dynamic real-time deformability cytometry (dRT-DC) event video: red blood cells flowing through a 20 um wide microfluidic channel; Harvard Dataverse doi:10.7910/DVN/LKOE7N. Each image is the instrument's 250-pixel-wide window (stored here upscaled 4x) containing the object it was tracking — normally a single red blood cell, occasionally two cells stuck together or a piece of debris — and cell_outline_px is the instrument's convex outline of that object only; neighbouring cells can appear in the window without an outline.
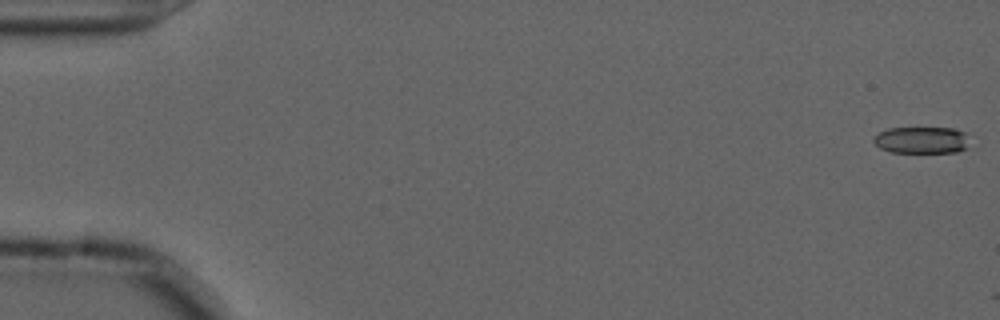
{"species": "common noctule bat (a hibernating species)", "species_latin": "Nyctalus noctula", "temperature_condition": "cold", "stored_images_in_passage": 3, "camera_frame_rate_fps": 3000, "um_per_image_px": 0.085, "animal": {"sex": "male", "forearm_length_mm": 52.5}, "frame": {"image": 1, "passage_image": 1, "time_ms": 0.0, "image_size_px": [1000, 320], "cell_outline_px": [[968, 148], [956, 152], [892, 152], [880, 148], [872, 140], [872, 136], [888, 128], [952, 128], [964, 132]], "centroid_in_image_um": [78.29, 11.9], "position_along_channel_um": 6.7, "area_um2": 14.85}}